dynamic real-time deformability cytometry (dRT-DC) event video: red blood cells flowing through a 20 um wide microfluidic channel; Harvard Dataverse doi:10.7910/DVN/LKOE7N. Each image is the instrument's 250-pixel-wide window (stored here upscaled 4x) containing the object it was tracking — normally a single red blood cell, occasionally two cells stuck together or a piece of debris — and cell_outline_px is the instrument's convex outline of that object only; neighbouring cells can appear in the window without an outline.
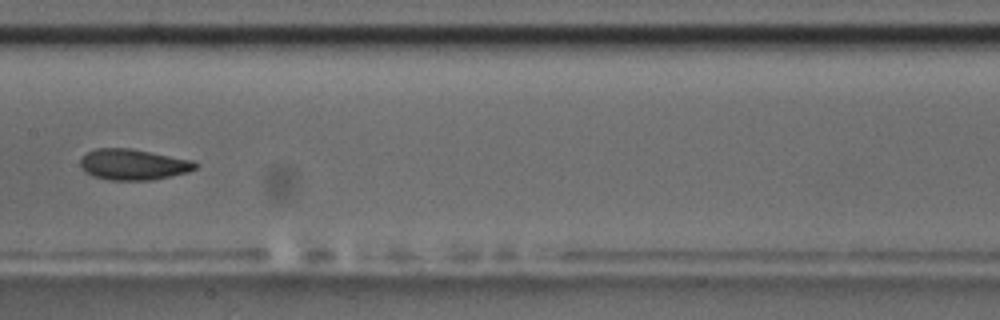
{"species": "common noctule bat (a hibernating species)", "species_latin": "Nyctalus noctula", "temperature_condition": "room temperature", "stored_images_in_passage": 9, "camera_frame_rate_fps": 3000, "um_per_image_px": 0.085, "animal": {"sex": "male", "body_mass_g": 17.5, "forearm_length_mm": 52.3}, "frame": {"image": 1, "passage_image": 8, "time_ms": 9.0, "image_size_px": [1000, 320], "cell_outline_px": [[200, 164], [196, 168], [188, 172], [152, 180], [108, 180], [92, 176], [84, 172], [80, 168], [80, 160], [88, 152], [96, 148], [132, 148], [192, 160]], "centroid_in_image_um": [11.32, 13.98], "position_along_channel_um": 196.1, "area_um2": 20.87}}